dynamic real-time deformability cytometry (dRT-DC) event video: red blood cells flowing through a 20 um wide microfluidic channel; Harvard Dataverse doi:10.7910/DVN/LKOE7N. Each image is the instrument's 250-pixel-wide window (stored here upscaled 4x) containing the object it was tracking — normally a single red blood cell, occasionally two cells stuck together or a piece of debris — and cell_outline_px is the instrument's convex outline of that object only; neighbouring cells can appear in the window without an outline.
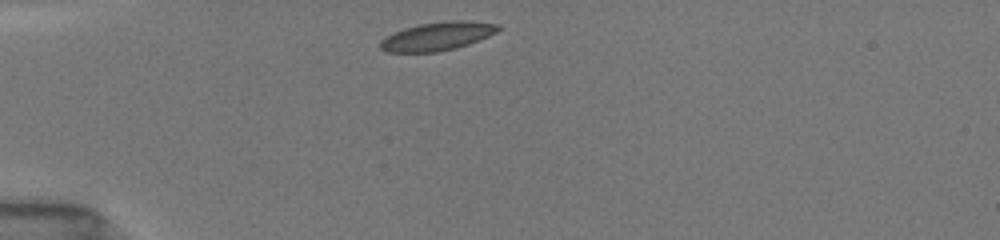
{"species": "common noctule bat (a hibernating species)", "species_latin": "Nyctalus noctula", "temperature_condition": "room temperature", "stored_images_in_passage": 5, "camera_frame_rate_fps": 3000, "um_per_image_px": 0.085, "animal": {"sex": "female", "body_mass_g": 19.5, "forearm_length_mm": 54.1}, "frame": {"image": 1, "passage_image": 1, "time_ms": 0.0, "image_size_px": [1000, 240], "cell_outline_px": [[504, 28], [488, 36], [468, 44], [456, 48], [436, 52], [384, 52], [380, 48], [380, 40], [404, 28], [420, 24], [448, 20], [472, 20], [500, 24]], "centroid_in_image_um": [37.23, 3.07], "position_along_channel_um": 47.8, "area_um2": 19.65}}
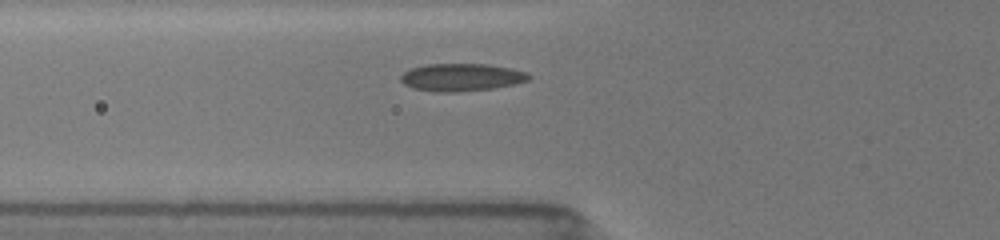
{"frame": {"image": 2, "passage_image": 5, "time_ms": 1.667, "image_size_px": [1000, 240], "cell_outline_px": [[532, 76], [528, 80], [516, 84], [492, 88], [460, 92], [440, 92], [412, 88], [404, 84], [400, 80], [400, 76], [404, 72], [412, 68], [428, 64], [488, 64], [528, 72]], "centroid_in_image_um": [39.24, 6.57], "position_along_channel_um": 86.6, "area_um2": 20.58}}